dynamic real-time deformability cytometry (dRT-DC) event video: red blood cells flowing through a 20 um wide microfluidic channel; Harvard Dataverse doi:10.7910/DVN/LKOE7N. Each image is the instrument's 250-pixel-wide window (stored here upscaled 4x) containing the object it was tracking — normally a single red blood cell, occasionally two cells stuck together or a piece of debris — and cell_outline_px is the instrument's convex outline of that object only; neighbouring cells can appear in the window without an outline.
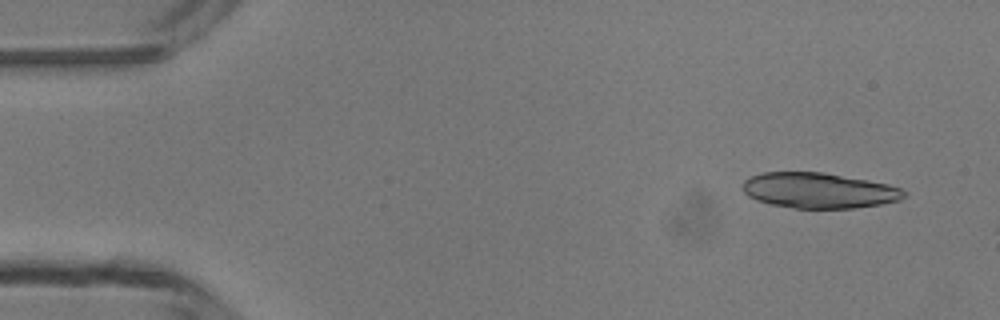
{"species": "common noctule bat (a hibernating species)", "species_latin": "Nyctalus noctula", "temperature_condition": "room temperature", "stored_images_in_passage": 2, "camera_frame_rate_fps": 3000, "um_per_image_px": 0.085, "animal": {"sex": "male", "body_mass_g": 13.3}, "frame": {"image": 1, "passage_image": 1, "time_ms": 0.0, "image_size_px": [1000, 320], "cell_outline_px": [[908, 196], [900, 200], [880, 204], [856, 208], [792, 208], [768, 204], [756, 200], [748, 196], [744, 192], [740, 184], [744, 180], [752, 176], [764, 172], [824, 172], [868, 180], [888, 184], [900, 188], [908, 192]], "centroid_in_image_um": [69.6, 16.19], "position_along_channel_um": 15.4, "area_um2": 33.7}}